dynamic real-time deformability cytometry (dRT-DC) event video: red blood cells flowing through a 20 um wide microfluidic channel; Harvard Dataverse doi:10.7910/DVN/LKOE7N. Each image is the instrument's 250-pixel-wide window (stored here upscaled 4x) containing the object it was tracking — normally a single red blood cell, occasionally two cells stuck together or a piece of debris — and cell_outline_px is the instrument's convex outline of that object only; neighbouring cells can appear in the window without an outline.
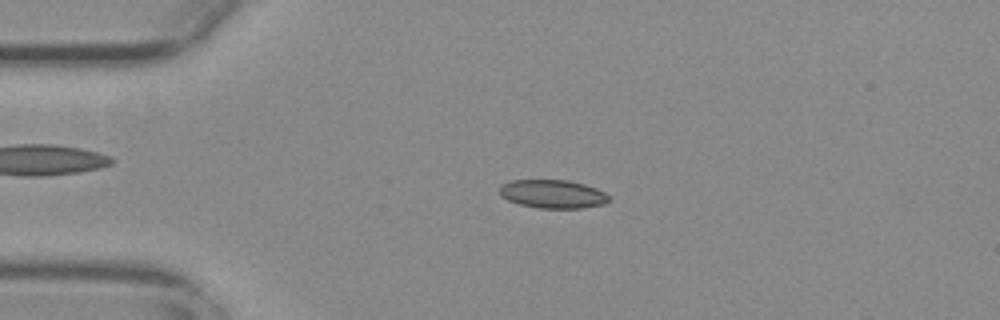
{"species": "common noctule bat (a hibernating species)", "species_latin": "Nyctalus noctula", "temperature_condition": "warm", "stored_images_in_passage": 54, "camera_frame_rate_fps": 3000, "um_per_image_px": 0.085, "animal": {"sex": "female", "body_mass_g": 29.2, "forearm_length_mm": 56.3}, "frame": {"image": 1, "passage_image": 12, "time_ms": 3.667, "image_size_px": [1000, 320], "cell_outline_px": [[612, 200], [604, 204], [580, 208], [536, 208], [520, 204], [508, 200], [500, 196], [500, 184], [512, 180], [568, 180], [584, 184], [596, 188], [612, 196]], "centroid_in_image_um": [47.01, 16.49], "position_along_channel_um": 38.0, "area_um2": 18.32}}
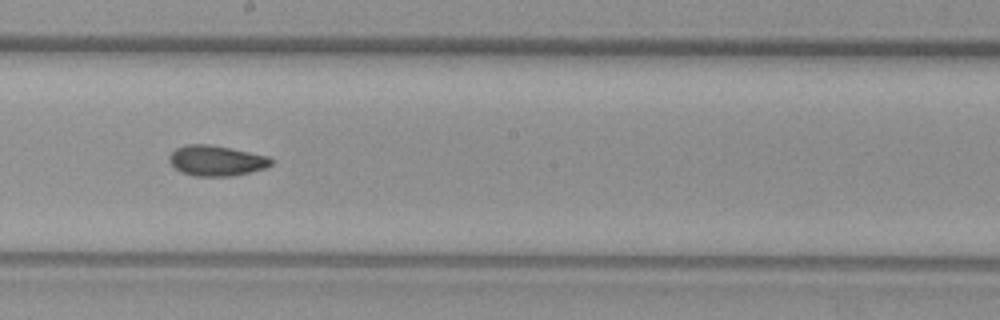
{"frame": {"image": 2, "passage_image": 30, "time_ms": 9.667, "image_size_px": [1000, 320], "cell_outline_px": [[272, 164], [268, 168], [232, 176], [192, 176], [180, 172], [168, 160], [168, 156], [176, 148], [188, 144], [208, 144], [268, 156], [272, 160]], "centroid_in_image_um": [18.38, 13.67], "position_along_channel_um": 229.8, "area_um2": 18.03}}
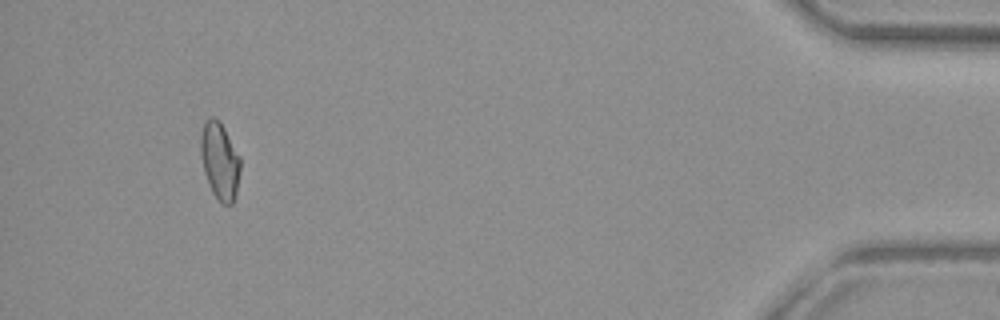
{"frame": {"image": 3, "passage_image": 51, "time_ms": 16.667, "image_size_px": [1000, 320], "cell_outline_px": [[240, 172], [236, 192], [232, 204], [220, 204], [212, 192], [208, 184], [204, 172], [200, 156], [200, 136], [204, 124], [208, 116], [212, 116], [220, 120], [240, 156]], "centroid_in_image_um": [18.67, 13.66], "position_along_channel_um": 416.5, "area_um2": 18.09}, "authors_computed_cell_mechanics": {"area_um2": 17.8024, "velocity_mm_per_s": 3.7351, "shape_relaxation_time_tau1_ms": null, "shape_relaxation_time_tau2_ms": 2.7394, "deformation_change_tau1": null, "deformation_change_tau2": 0.0737}}